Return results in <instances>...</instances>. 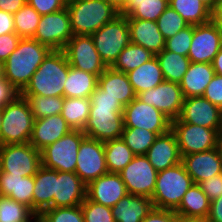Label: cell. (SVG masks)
Listing matches in <instances>:
<instances>
[{"mask_svg": "<svg viewBox=\"0 0 222 222\" xmlns=\"http://www.w3.org/2000/svg\"><path fill=\"white\" fill-rule=\"evenodd\" d=\"M85 137L82 130H71L40 151L41 165L51 170L75 172L78 149Z\"/></svg>", "mask_w": 222, "mask_h": 222, "instance_id": "cell-7", "label": "cell"}, {"mask_svg": "<svg viewBox=\"0 0 222 222\" xmlns=\"http://www.w3.org/2000/svg\"><path fill=\"white\" fill-rule=\"evenodd\" d=\"M166 81L180 83L190 62L188 56H183L165 48L156 55Z\"/></svg>", "mask_w": 222, "mask_h": 222, "instance_id": "cell-34", "label": "cell"}, {"mask_svg": "<svg viewBox=\"0 0 222 222\" xmlns=\"http://www.w3.org/2000/svg\"><path fill=\"white\" fill-rule=\"evenodd\" d=\"M2 124V109H0V132H1V125Z\"/></svg>", "mask_w": 222, "mask_h": 222, "instance_id": "cell-65", "label": "cell"}, {"mask_svg": "<svg viewBox=\"0 0 222 222\" xmlns=\"http://www.w3.org/2000/svg\"><path fill=\"white\" fill-rule=\"evenodd\" d=\"M73 130L61 114L34 119L29 143L38 151L53 144L58 139Z\"/></svg>", "mask_w": 222, "mask_h": 222, "instance_id": "cell-23", "label": "cell"}, {"mask_svg": "<svg viewBox=\"0 0 222 222\" xmlns=\"http://www.w3.org/2000/svg\"><path fill=\"white\" fill-rule=\"evenodd\" d=\"M168 0H127L120 14L127 19L157 21L168 7Z\"/></svg>", "mask_w": 222, "mask_h": 222, "instance_id": "cell-33", "label": "cell"}, {"mask_svg": "<svg viewBox=\"0 0 222 222\" xmlns=\"http://www.w3.org/2000/svg\"><path fill=\"white\" fill-rule=\"evenodd\" d=\"M216 148L219 152L221 161H222V133H218L217 135V144H216Z\"/></svg>", "mask_w": 222, "mask_h": 222, "instance_id": "cell-62", "label": "cell"}, {"mask_svg": "<svg viewBox=\"0 0 222 222\" xmlns=\"http://www.w3.org/2000/svg\"><path fill=\"white\" fill-rule=\"evenodd\" d=\"M39 217L44 222H84L81 205L48 208Z\"/></svg>", "mask_w": 222, "mask_h": 222, "instance_id": "cell-44", "label": "cell"}, {"mask_svg": "<svg viewBox=\"0 0 222 222\" xmlns=\"http://www.w3.org/2000/svg\"><path fill=\"white\" fill-rule=\"evenodd\" d=\"M193 37V25L177 32L173 37L165 41V49L183 56H188Z\"/></svg>", "mask_w": 222, "mask_h": 222, "instance_id": "cell-46", "label": "cell"}, {"mask_svg": "<svg viewBox=\"0 0 222 222\" xmlns=\"http://www.w3.org/2000/svg\"><path fill=\"white\" fill-rule=\"evenodd\" d=\"M70 66L100 76L106 65L95 48L91 35H73L63 49Z\"/></svg>", "mask_w": 222, "mask_h": 222, "instance_id": "cell-12", "label": "cell"}, {"mask_svg": "<svg viewBox=\"0 0 222 222\" xmlns=\"http://www.w3.org/2000/svg\"><path fill=\"white\" fill-rule=\"evenodd\" d=\"M136 97L154 106L171 120L180 117L184 96L178 83L164 80L156 87L137 94Z\"/></svg>", "mask_w": 222, "mask_h": 222, "instance_id": "cell-16", "label": "cell"}, {"mask_svg": "<svg viewBox=\"0 0 222 222\" xmlns=\"http://www.w3.org/2000/svg\"><path fill=\"white\" fill-rule=\"evenodd\" d=\"M211 21L218 27L222 33V1L212 11Z\"/></svg>", "mask_w": 222, "mask_h": 222, "instance_id": "cell-57", "label": "cell"}, {"mask_svg": "<svg viewBox=\"0 0 222 222\" xmlns=\"http://www.w3.org/2000/svg\"><path fill=\"white\" fill-rule=\"evenodd\" d=\"M70 65L63 50H51L43 59L21 95L64 97V84Z\"/></svg>", "mask_w": 222, "mask_h": 222, "instance_id": "cell-2", "label": "cell"}, {"mask_svg": "<svg viewBox=\"0 0 222 222\" xmlns=\"http://www.w3.org/2000/svg\"><path fill=\"white\" fill-rule=\"evenodd\" d=\"M90 98H65L61 115L73 130H83L90 112Z\"/></svg>", "mask_w": 222, "mask_h": 222, "instance_id": "cell-37", "label": "cell"}, {"mask_svg": "<svg viewBox=\"0 0 222 222\" xmlns=\"http://www.w3.org/2000/svg\"><path fill=\"white\" fill-rule=\"evenodd\" d=\"M211 12L221 2V0H200Z\"/></svg>", "mask_w": 222, "mask_h": 222, "instance_id": "cell-60", "label": "cell"}, {"mask_svg": "<svg viewBox=\"0 0 222 222\" xmlns=\"http://www.w3.org/2000/svg\"><path fill=\"white\" fill-rule=\"evenodd\" d=\"M157 137L147 129L124 127L121 138L135 155H145Z\"/></svg>", "mask_w": 222, "mask_h": 222, "instance_id": "cell-40", "label": "cell"}, {"mask_svg": "<svg viewBox=\"0 0 222 222\" xmlns=\"http://www.w3.org/2000/svg\"><path fill=\"white\" fill-rule=\"evenodd\" d=\"M181 163L194 184L222 173V161L217 148L182 156Z\"/></svg>", "mask_w": 222, "mask_h": 222, "instance_id": "cell-21", "label": "cell"}, {"mask_svg": "<svg viewBox=\"0 0 222 222\" xmlns=\"http://www.w3.org/2000/svg\"><path fill=\"white\" fill-rule=\"evenodd\" d=\"M124 109L90 108L83 132L88 138L107 141L122 137Z\"/></svg>", "mask_w": 222, "mask_h": 222, "instance_id": "cell-14", "label": "cell"}, {"mask_svg": "<svg viewBox=\"0 0 222 222\" xmlns=\"http://www.w3.org/2000/svg\"><path fill=\"white\" fill-rule=\"evenodd\" d=\"M3 63L0 62V77H3Z\"/></svg>", "mask_w": 222, "mask_h": 222, "instance_id": "cell-64", "label": "cell"}, {"mask_svg": "<svg viewBox=\"0 0 222 222\" xmlns=\"http://www.w3.org/2000/svg\"><path fill=\"white\" fill-rule=\"evenodd\" d=\"M108 1L111 4H113L118 10H121L127 2V0H108Z\"/></svg>", "mask_w": 222, "mask_h": 222, "instance_id": "cell-61", "label": "cell"}, {"mask_svg": "<svg viewBox=\"0 0 222 222\" xmlns=\"http://www.w3.org/2000/svg\"><path fill=\"white\" fill-rule=\"evenodd\" d=\"M20 95V91L9 80L0 77V109L14 102Z\"/></svg>", "mask_w": 222, "mask_h": 222, "instance_id": "cell-51", "label": "cell"}, {"mask_svg": "<svg viewBox=\"0 0 222 222\" xmlns=\"http://www.w3.org/2000/svg\"><path fill=\"white\" fill-rule=\"evenodd\" d=\"M40 15L51 14L66 8L67 0H27Z\"/></svg>", "mask_w": 222, "mask_h": 222, "instance_id": "cell-48", "label": "cell"}, {"mask_svg": "<svg viewBox=\"0 0 222 222\" xmlns=\"http://www.w3.org/2000/svg\"><path fill=\"white\" fill-rule=\"evenodd\" d=\"M126 74L136 95L156 87L165 80L156 56Z\"/></svg>", "mask_w": 222, "mask_h": 222, "instance_id": "cell-30", "label": "cell"}, {"mask_svg": "<svg viewBox=\"0 0 222 222\" xmlns=\"http://www.w3.org/2000/svg\"><path fill=\"white\" fill-rule=\"evenodd\" d=\"M189 25H201L211 21L212 12L200 0H168Z\"/></svg>", "mask_w": 222, "mask_h": 222, "instance_id": "cell-36", "label": "cell"}, {"mask_svg": "<svg viewBox=\"0 0 222 222\" xmlns=\"http://www.w3.org/2000/svg\"><path fill=\"white\" fill-rule=\"evenodd\" d=\"M124 127H136L155 132L158 136L171 130V122L164 113L137 97L123 110Z\"/></svg>", "mask_w": 222, "mask_h": 222, "instance_id": "cell-13", "label": "cell"}, {"mask_svg": "<svg viewBox=\"0 0 222 222\" xmlns=\"http://www.w3.org/2000/svg\"><path fill=\"white\" fill-rule=\"evenodd\" d=\"M119 174L127 193L152 198L158 172L145 155H135Z\"/></svg>", "mask_w": 222, "mask_h": 222, "instance_id": "cell-11", "label": "cell"}, {"mask_svg": "<svg viewBox=\"0 0 222 222\" xmlns=\"http://www.w3.org/2000/svg\"><path fill=\"white\" fill-rule=\"evenodd\" d=\"M155 55L140 45L130 43L119 54L112 68L120 72H130L143 63L152 59Z\"/></svg>", "mask_w": 222, "mask_h": 222, "instance_id": "cell-38", "label": "cell"}, {"mask_svg": "<svg viewBox=\"0 0 222 222\" xmlns=\"http://www.w3.org/2000/svg\"><path fill=\"white\" fill-rule=\"evenodd\" d=\"M222 48V33L212 22L193 25V37L188 52L190 62L212 63Z\"/></svg>", "mask_w": 222, "mask_h": 222, "instance_id": "cell-17", "label": "cell"}, {"mask_svg": "<svg viewBox=\"0 0 222 222\" xmlns=\"http://www.w3.org/2000/svg\"><path fill=\"white\" fill-rule=\"evenodd\" d=\"M28 101L34 119L61 114L64 97H44L41 95H21Z\"/></svg>", "mask_w": 222, "mask_h": 222, "instance_id": "cell-39", "label": "cell"}, {"mask_svg": "<svg viewBox=\"0 0 222 222\" xmlns=\"http://www.w3.org/2000/svg\"><path fill=\"white\" fill-rule=\"evenodd\" d=\"M91 106L90 108H104V109H124L118 99H114L111 96L100 89L98 86L90 96Z\"/></svg>", "mask_w": 222, "mask_h": 222, "instance_id": "cell-47", "label": "cell"}, {"mask_svg": "<svg viewBox=\"0 0 222 222\" xmlns=\"http://www.w3.org/2000/svg\"><path fill=\"white\" fill-rule=\"evenodd\" d=\"M152 209L151 198L129 193L111 207L115 222H141Z\"/></svg>", "mask_w": 222, "mask_h": 222, "instance_id": "cell-28", "label": "cell"}, {"mask_svg": "<svg viewBox=\"0 0 222 222\" xmlns=\"http://www.w3.org/2000/svg\"><path fill=\"white\" fill-rule=\"evenodd\" d=\"M75 173L86 185L108 173L103 141L88 137L82 140L77 153Z\"/></svg>", "mask_w": 222, "mask_h": 222, "instance_id": "cell-15", "label": "cell"}, {"mask_svg": "<svg viewBox=\"0 0 222 222\" xmlns=\"http://www.w3.org/2000/svg\"><path fill=\"white\" fill-rule=\"evenodd\" d=\"M127 190L119 173H107L87 185L86 197L96 203L114 207Z\"/></svg>", "mask_w": 222, "mask_h": 222, "instance_id": "cell-20", "label": "cell"}, {"mask_svg": "<svg viewBox=\"0 0 222 222\" xmlns=\"http://www.w3.org/2000/svg\"><path fill=\"white\" fill-rule=\"evenodd\" d=\"M194 184L182 163L158 172L152 195L154 208L175 210Z\"/></svg>", "mask_w": 222, "mask_h": 222, "instance_id": "cell-4", "label": "cell"}, {"mask_svg": "<svg viewBox=\"0 0 222 222\" xmlns=\"http://www.w3.org/2000/svg\"><path fill=\"white\" fill-rule=\"evenodd\" d=\"M98 87L106 95L118 99L123 106L128 105L137 96L128 80L127 74L114 70L112 67H107L98 77Z\"/></svg>", "mask_w": 222, "mask_h": 222, "instance_id": "cell-25", "label": "cell"}, {"mask_svg": "<svg viewBox=\"0 0 222 222\" xmlns=\"http://www.w3.org/2000/svg\"><path fill=\"white\" fill-rule=\"evenodd\" d=\"M212 65H213V69L215 70V74L222 76V48L214 57Z\"/></svg>", "mask_w": 222, "mask_h": 222, "instance_id": "cell-58", "label": "cell"}, {"mask_svg": "<svg viewBox=\"0 0 222 222\" xmlns=\"http://www.w3.org/2000/svg\"><path fill=\"white\" fill-rule=\"evenodd\" d=\"M171 131L175 134L181 156L216 148L218 129L181 122L174 119Z\"/></svg>", "mask_w": 222, "mask_h": 222, "instance_id": "cell-10", "label": "cell"}, {"mask_svg": "<svg viewBox=\"0 0 222 222\" xmlns=\"http://www.w3.org/2000/svg\"><path fill=\"white\" fill-rule=\"evenodd\" d=\"M73 35H92L120 14L108 0H67Z\"/></svg>", "mask_w": 222, "mask_h": 222, "instance_id": "cell-3", "label": "cell"}, {"mask_svg": "<svg viewBox=\"0 0 222 222\" xmlns=\"http://www.w3.org/2000/svg\"><path fill=\"white\" fill-rule=\"evenodd\" d=\"M41 166V153L30 143L0 145V172L34 176Z\"/></svg>", "mask_w": 222, "mask_h": 222, "instance_id": "cell-8", "label": "cell"}, {"mask_svg": "<svg viewBox=\"0 0 222 222\" xmlns=\"http://www.w3.org/2000/svg\"><path fill=\"white\" fill-rule=\"evenodd\" d=\"M168 222H206V220L203 219H188L182 215H179L175 213Z\"/></svg>", "mask_w": 222, "mask_h": 222, "instance_id": "cell-59", "label": "cell"}, {"mask_svg": "<svg viewBox=\"0 0 222 222\" xmlns=\"http://www.w3.org/2000/svg\"><path fill=\"white\" fill-rule=\"evenodd\" d=\"M16 33L13 14L0 10V35Z\"/></svg>", "mask_w": 222, "mask_h": 222, "instance_id": "cell-54", "label": "cell"}, {"mask_svg": "<svg viewBox=\"0 0 222 222\" xmlns=\"http://www.w3.org/2000/svg\"><path fill=\"white\" fill-rule=\"evenodd\" d=\"M34 222H44L39 216H36Z\"/></svg>", "mask_w": 222, "mask_h": 222, "instance_id": "cell-66", "label": "cell"}, {"mask_svg": "<svg viewBox=\"0 0 222 222\" xmlns=\"http://www.w3.org/2000/svg\"><path fill=\"white\" fill-rule=\"evenodd\" d=\"M174 212L188 219L206 220L210 212V201L200 186L193 184Z\"/></svg>", "mask_w": 222, "mask_h": 222, "instance_id": "cell-31", "label": "cell"}, {"mask_svg": "<svg viewBox=\"0 0 222 222\" xmlns=\"http://www.w3.org/2000/svg\"><path fill=\"white\" fill-rule=\"evenodd\" d=\"M26 3L27 0H0V10L15 14Z\"/></svg>", "mask_w": 222, "mask_h": 222, "instance_id": "cell-56", "label": "cell"}, {"mask_svg": "<svg viewBox=\"0 0 222 222\" xmlns=\"http://www.w3.org/2000/svg\"><path fill=\"white\" fill-rule=\"evenodd\" d=\"M104 151L108 173H119L135 156L122 138L105 141Z\"/></svg>", "mask_w": 222, "mask_h": 222, "instance_id": "cell-35", "label": "cell"}, {"mask_svg": "<svg viewBox=\"0 0 222 222\" xmlns=\"http://www.w3.org/2000/svg\"><path fill=\"white\" fill-rule=\"evenodd\" d=\"M203 97L222 109V76L215 74L205 89Z\"/></svg>", "mask_w": 222, "mask_h": 222, "instance_id": "cell-49", "label": "cell"}, {"mask_svg": "<svg viewBox=\"0 0 222 222\" xmlns=\"http://www.w3.org/2000/svg\"><path fill=\"white\" fill-rule=\"evenodd\" d=\"M214 75L212 63L191 62L179 83L184 98L203 96Z\"/></svg>", "mask_w": 222, "mask_h": 222, "instance_id": "cell-27", "label": "cell"}, {"mask_svg": "<svg viewBox=\"0 0 222 222\" xmlns=\"http://www.w3.org/2000/svg\"><path fill=\"white\" fill-rule=\"evenodd\" d=\"M34 176L0 172V195L22 203L33 211Z\"/></svg>", "mask_w": 222, "mask_h": 222, "instance_id": "cell-26", "label": "cell"}, {"mask_svg": "<svg viewBox=\"0 0 222 222\" xmlns=\"http://www.w3.org/2000/svg\"><path fill=\"white\" fill-rule=\"evenodd\" d=\"M198 185L211 202L222 195V173L208 178L198 183Z\"/></svg>", "mask_w": 222, "mask_h": 222, "instance_id": "cell-50", "label": "cell"}, {"mask_svg": "<svg viewBox=\"0 0 222 222\" xmlns=\"http://www.w3.org/2000/svg\"><path fill=\"white\" fill-rule=\"evenodd\" d=\"M206 222H222V195L210 202V212Z\"/></svg>", "mask_w": 222, "mask_h": 222, "instance_id": "cell-55", "label": "cell"}, {"mask_svg": "<svg viewBox=\"0 0 222 222\" xmlns=\"http://www.w3.org/2000/svg\"><path fill=\"white\" fill-rule=\"evenodd\" d=\"M218 133H222V109H221L220 126L218 129Z\"/></svg>", "mask_w": 222, "mask_h": 222, "instance_id": "cell-63", "label": "cell"}, {"mask_svg": "<svg viewBox=\"0 0 222 222\" xmlns=\"http://www.w3.org/2000/svg\"><path fill=\"white\" fill-rule=\"evenodd\" d=\"M91 36L102 62L106 67H112L119 54L131 43L128 19L119 14Z\"/></svg>", "mask_w": 222, "mask_h": 222, "instance_id": "cell-6", "label": "cell"}, {"mask_svg": "<svg viewBox=\"0 0 222 222\" xmlns=\"http://www.w3.org/2000/svg\"><path fill=\"white\" fill-rule=\"evenodd\" d=\"M130 41L150 51L155 56L165 48V39L155 21L128 19Z\"/></svg>", "mask_w": 222, "mask_h": 222, "instance_id": "cell-24", "label": "cell"}, {"mask_svg": "<svg viewBox=\"0 0 222 222\" xmlns=\"http://www.w3.org/2000/svg\"><path fill=\"white\" fill-rule=\"evenodd\" d=\"M98 86V76L70 66L64 84L65 98H90Z\"/></svg>", "mask_w": 222, "mask_h": 222, "instance_id": "cell-32", "label": "cell"}, {"mask_svg": "<svg viewBox=\"0 0 222 222\" xmlns=\"http://www.w3.org/2000/svg\"><path fill=\"white\" fill-rule=\"evenodd\" d=\"M145 156L157 172L171 168L182 160L175 134L171 130L159 135Z\"/></svg>", "mask_w": 222, "mask_h": 222, "instance_id": "cell-22", "label": "cell"}, {"mask_svg": "<svg viewBox=\"0 0 222 222\" xmlns=\"http://www.w3.org/2000/svg\"><path fill=\"white\" fill-rule=\"evenodd\" d=\"M73 37L67 7L51 14L41 15L33 39L50 50H63Z\"/></svg>", "mask_w": 222, "mask_h": 222, "instance_id": "cell-9", "label": "cell"}, {"mask_svg": "<svg viewBox=\"0 0 222 222\" xmlns=\"http://www.w3.org/2000/svg\"><path fill=\"white\" fill-rule=\"evenodd\" d=\"M87 185L75 172L55 170L53 208L79 206L86 198Z\"/></svg>", "mask_w": 222, "mask_h": 222, "instance_id": "cell-19", "label": "cell"}, {"mask_svg": "<svg viewBox=\"0 0 222 222\" xmlns=\"http://www.w3.org/2000/svg\"><path fill=\"white\" fill-rule=\"evenodd\" d=\"M221 108L203 96L184 98L182 111L178 118L181 122L219 129Z\"/></svg>", "mask_w": 222, "mask_h": 222, "instance_id": "cell-18", "label": "cell"}, {"mask_svg": "<svg viewBox=\"0 0 222 222\" xmlns=\"http://www.w3.org/2000/svg\"><path fill=\"white\" fill-rule=\"evenodd\" d=\"M34 117L26 98L21 95L2 109L0 145L29 143Z\"/></svg>", "mask_w": 222, "mask_h": 222, "instance_id": "cell-5", "label": "cell"}, {"mask_svg": "<svg viewBox=\"0 0 222 222\" xmlns=\"http://www.w3.org/2000/svg\"><path fill=\"white\" fill-rule=\"evenodd\" d=\"M84 222H115L111 207L89 200L87 197L81 204Z\"/></svg>", "mask_w": 222, "mask_h": 222, "instance_id": "cell-45", "label": "cell"}, {"mask_svg": "<svg viewBox=\"0 0 222 222\" xmlns=\"http://www.w3.org/2000/svg\"><path fill=\"white\" fill-rule=\"evenodd\" d=\"M156 23L165 40L189 26L184 18L170 6L161 14Z\"/></svg>", "mask_w": 222, "mask_h": 222, "instance_id": "cell-43", "label": "cell"}, {"mask_svg": "<svg viewBox=\"0 0 222 222\" xmlns=\"http://www.w3.org/2000/svg\"><path fill=\"white\" fill-rule=\"evenodd\" d=\"M21 37L16 33L0 35V62L4 63L9 55L17 48Z\"/></svg>", "mask_w": 222, "mask_h": 222, "instance_id": "cell-52", "label": "cell"}, {"mask_svg": "<svg viewBox=\"0 0 222 222\" xmlns=\"http://www.w3.org/2000/svg\"><path fill=\"white\" fill-rule=\"evenodd\" d=\"M175 214L174 210L154 208L141 222H168Z\"/></svg>", "mask_w": 222, "mask_h": 222, "instance_id": "cell-53", "label": "cell"}, {"mask_svg": "<svg viewBox=\"0 0 222 222\" xmlns=\"http://www.w3.org/2000/svg\"><path fill=\"white\" fill-rule=\"evenodd\" d=\"M51 50L33 38H21L17 48L3 63V75L20 93Z\"/></svg>", "mask_w": 222, "mask_h": 222, "instance_id": "cell-1", "label": "cell"}, {"mask_svg": "<svg viewBox=\"0 0 222 222\" xmlns=\"http://www.w3.org/2000/svg\"><path fill=\"white\" fill-rule=\"evenodd\" d=\"M55 193V170L41 166L34 175L33 212L39 216L44 210L53 208Z\"/></svg>", "mask_w": 222, "mask_h": 222, "instance_id": "cell-29", "label": "cell"}, {"mask_svg": "<svg viewBox=\"0 0 222 222\" xmlns=\"http://www.w3.org/2000/svg\"><path fill=\"white\" fill-rule=\"evenodd\" d=\"M16 34L21 38H33L41 15L27 3L13 14Z\"/></svg>", "mask_w": 222, "mask_h": 222, "instance_id": "cell-42", "label": "cell"}, {"mask_svg": "<svg viewBox=\"0 0 222 222\" xmlns=\"http://www.w3.org/2000/svg\"><path fill=\"white\" fill-rule=\"evenodd\" d=\"M36 216L26 205L0 195V222H34Z\"/></svg>", "mask_w": 222, "mask_h": 222, "instance_id": "cell-41", "label": "cell"}]
</instances>
